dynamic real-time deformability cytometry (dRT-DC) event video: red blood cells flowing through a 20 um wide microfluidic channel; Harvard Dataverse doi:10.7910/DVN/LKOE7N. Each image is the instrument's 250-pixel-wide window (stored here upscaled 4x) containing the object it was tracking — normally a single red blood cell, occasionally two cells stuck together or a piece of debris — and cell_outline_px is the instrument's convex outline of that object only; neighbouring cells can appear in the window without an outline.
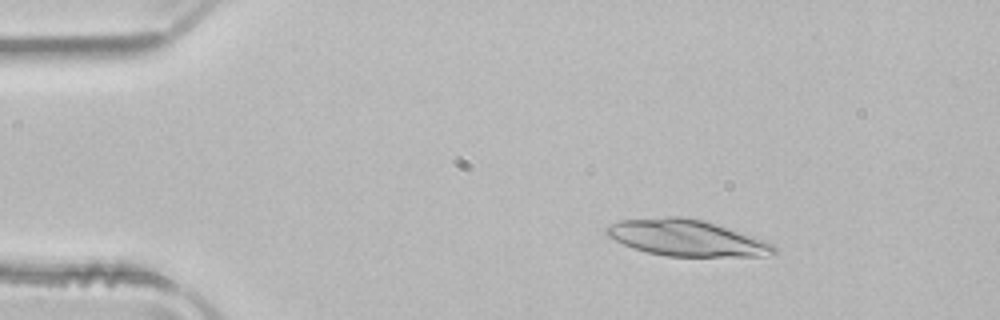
{"species": "common noctule bat (a hibernating species)", "species_latin": "Nyctalus noctula", "temperature_condition": "room temperature", "stored_images_in_passage": 51, "camera_frame_rate_fps": 3000, "um_per_image_px": 0.085, "animal": {"sex": "male", "body_mass_g": 21.5, "forearm_length_mm": 52.0}, "frame": {"image": 1, "passage_image": 8, "time_ms": 2.333, "image_size_px": [1000, 320], "cell_outline_px": [[776, 252], [764, 256], [668, 256], [648, 252], [632, 248], [608, 236], [604, 232], [604, 228], [620, 220], [668, 216], [680, 216], [704, 220], [764, 240], [772, 244], [776, 248]], "centroid_in_image_um": [58.33, 20.21], "position_along_channel_um": 26.7, "area_um2": 35.08}}